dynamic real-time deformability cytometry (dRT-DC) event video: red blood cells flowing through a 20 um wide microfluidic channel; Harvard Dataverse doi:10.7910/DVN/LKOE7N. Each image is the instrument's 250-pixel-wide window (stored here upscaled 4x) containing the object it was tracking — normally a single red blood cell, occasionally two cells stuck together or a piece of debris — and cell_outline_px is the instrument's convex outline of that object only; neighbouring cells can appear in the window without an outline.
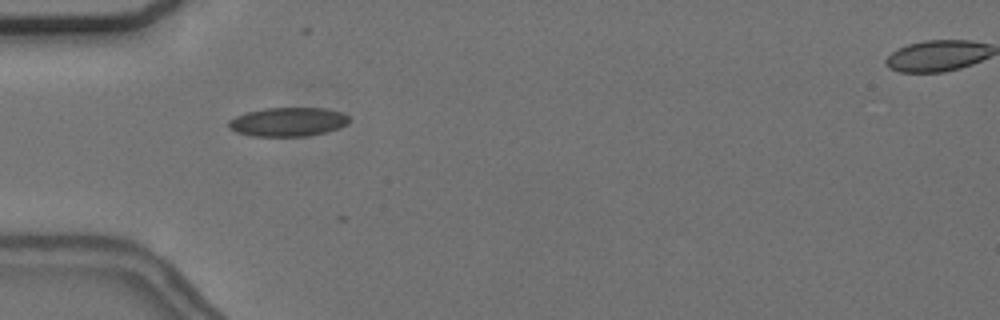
{"species": "common noctule bat (a hibernating species)", "species_latin": "Nyctalus noctula", "temperature_condition": "cold", "stored_images_in_passage": 6, "camera_frame_rate_fps": 3000, "um_per_image_px": 0.085, "animal": {"sex": "female", "body_mass_g": 24.6, "forearm_length_mm": 56.2}, "frame": {"image": 1, "passage_image": 2, "time_ms": 0.333, "image_size_px": [1000, 320], "cell_outline_px": [[348, 124], [340, 128], [328, 132], [308, 136], [252, 136], [236, 132], [228, 128], [228, 120], [244, 112], [264, 108], [324, 108], [340, 112], [348, 116]], "centroid_in_image_um": [24.45, 10.36], "position_along_channel_um": 60.5, "area_um2": 20.52}}